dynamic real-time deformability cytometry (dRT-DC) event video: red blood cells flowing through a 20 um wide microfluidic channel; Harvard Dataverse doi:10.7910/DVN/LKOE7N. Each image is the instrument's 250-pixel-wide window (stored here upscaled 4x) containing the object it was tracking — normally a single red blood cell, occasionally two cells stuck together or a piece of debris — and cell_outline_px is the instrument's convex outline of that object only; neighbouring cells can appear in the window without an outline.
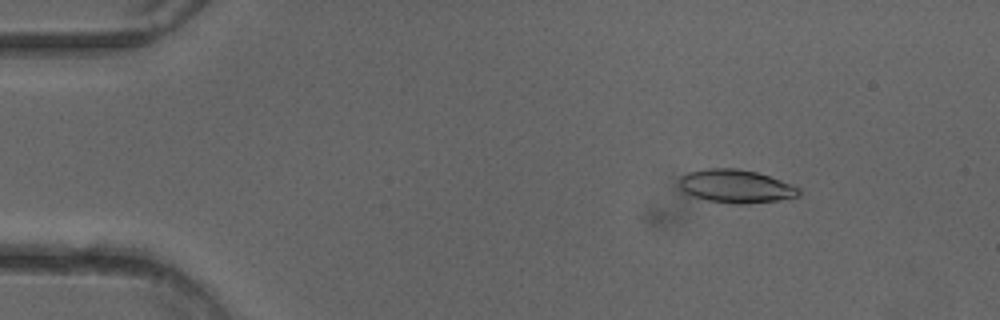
{"species": "common noctule bat (a hibernating species)", "species_latin": "Nyctalus noctula", "temperature_condition": "cold", "stored_images_in_passage": 50, "camera_frame_rate_fps": 3000, "um_per_image_px": 0.085, "animal": {"sex": "female"}, "frame": {"image": 1, "passage_image": 6, "time_ms": 1.667, "image_size_px": [1000, 320], "cell_outline_px": [[800, 196], [780, 200], [748, 204], [736, 204], [708, 200], [684, 192], [680, 188], [680, 176], [688, 172], [704, 168], [736, 168], [756, 172], [792, 184], [800, 188]], "centroid_in_image_um": [62.57, 15.83], "position_along_channel_um": 22.4, "area_um2": 23.18}}
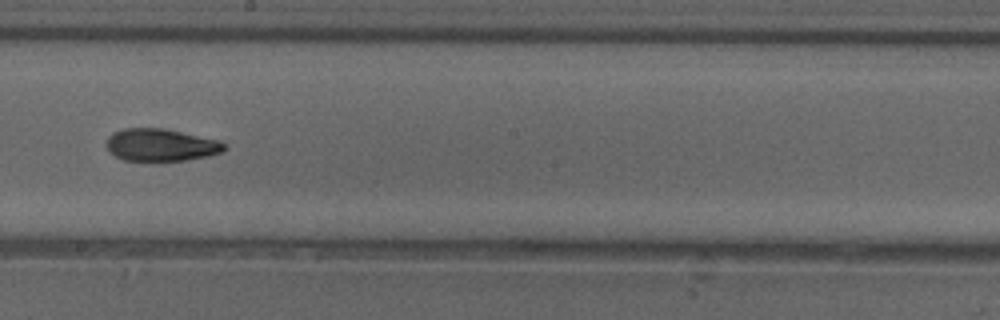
{"frame": {"image": 2, "passage_image": 28, "time_ms": 9.0, "image_size_px": [1000, 320], "cell_outline_px": [[228, 148], [224, 152], [208, 156], [184, 160], [124, 160], [116, 156], [104, 144], [108, 136], [112, 132], [124, 128], [164, 128], [220, 140]], "centroid_in_image_um": [13.69, 12.3], "position_along_channel_um": 234.5, "area_um2": 22.31}}
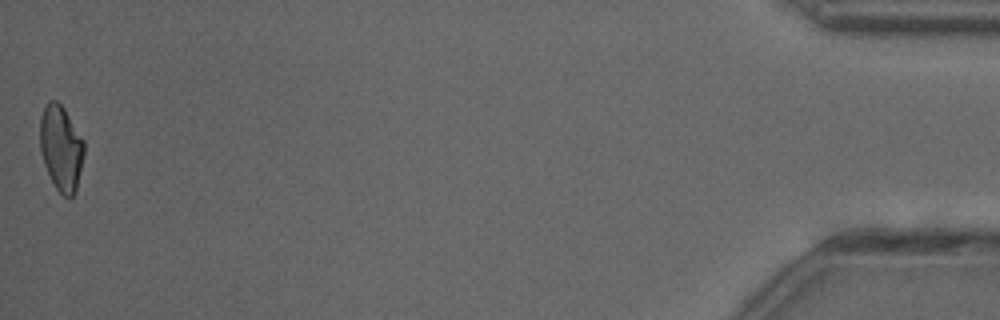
{"frame": {"image": 3, "passage_image": 50, "time_ms": 16.333, "image_size_px": [1000, 320], "cell_outline_px": [[84, 152], [76, 192], [72, 196], [64, 196], [56, 188], [44, 164], [40, 152], [40, 116], [48, 100], [56, 100], [64, 108], [84, 140]], "centroid_in_image_um": [5.19, 12.56], "position_along_channel_um": 430.0, "area_um2": 21.85}, "authors_computed_cell_mechanics": {"area_um2": 22.4842, "velocity_mm_per_s": 4.0203, "shape_relaxation_time_tau1_ms": 6.5319, "shape_relaxation_time_tau2_ms": 2.7921, "deformation_change_tau1": 0.1773, "deformation_change_tau2": 0.0967}}